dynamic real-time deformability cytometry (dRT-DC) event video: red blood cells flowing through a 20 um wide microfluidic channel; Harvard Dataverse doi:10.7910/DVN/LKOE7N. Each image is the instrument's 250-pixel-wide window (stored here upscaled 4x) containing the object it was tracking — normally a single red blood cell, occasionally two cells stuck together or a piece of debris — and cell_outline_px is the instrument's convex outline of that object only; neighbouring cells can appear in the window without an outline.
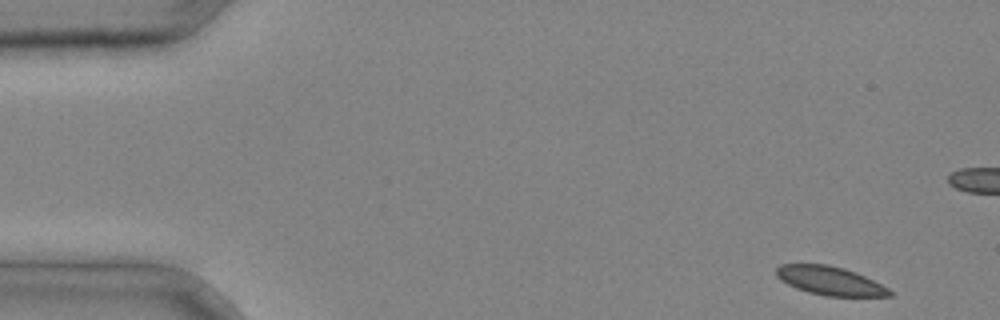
{"species": "common noctule bat (a hibernating species)", "species_latin": "Nyctalus noctula", "temperature_condition": "cold", "stored_images_in_passage": 4, "camera_frame_rate_fps": 3000, "um_per_image_px": 0.085, "animal": {"sex": "male", "body_mass_g": 20.4}, "frame": {"image": 1, "passage_image": 1, "time_ms": 0.0, "image_size_px": [1000, 320], "cell_outline_px": [[892, 296], [824, 296], [808, 292], [796, 288], [780, 280], [776, 276], [776, 268], [780, 264], [828, 264], [844, 268], [856, 272], [888, 288], [892, 292]], "centroid_in_image_um": [70.52, 23.86], "position_along_channel_um": 14.5, "area_um2": 18.9}}